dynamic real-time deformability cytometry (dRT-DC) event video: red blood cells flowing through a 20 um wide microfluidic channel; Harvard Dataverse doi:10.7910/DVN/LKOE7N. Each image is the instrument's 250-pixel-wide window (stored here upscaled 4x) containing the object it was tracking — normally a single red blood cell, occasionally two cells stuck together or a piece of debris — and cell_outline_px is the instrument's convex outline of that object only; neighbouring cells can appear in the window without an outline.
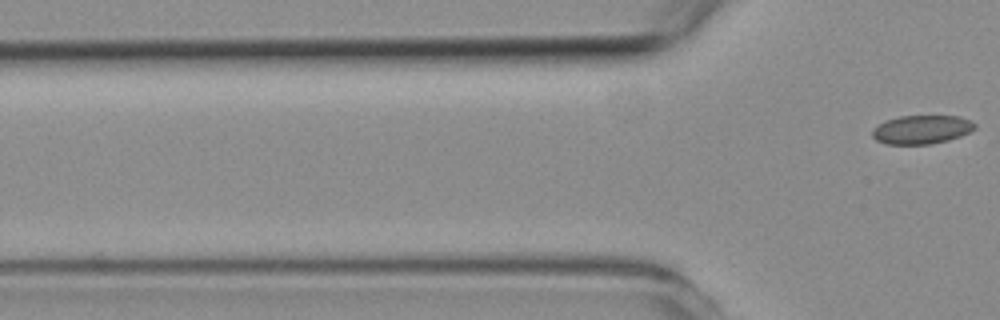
{"species": "common noctule bat (a hibernating species)", "species_latin": "Nyctalus noctula", "temperature_condition": "room temperature", "stored_images_in_passage": 6, "camera_frame_rate_fps": 3000, "um_per_image_px": 0.085, "animal": {"sex": "female", "body_mass_g": 19.3, "forearm_length_mm": 54.1}, "frame": {"image": 1, "passage_image": 6, "time_ms": 6.667, "image_size_px": [1000, 320], "cell_outline_px": [[976, 128], [960, 136], [948, 140], [932, 144], [888, 144], [876, 140], [872, 136], [872, 128], [888, 120], [900, 116], [960, 116], [976, 124]], "centroid_in_image_um": [78.34, 11.01], "position_along_channel_um": 47.5, "area_um2": 16.99}}